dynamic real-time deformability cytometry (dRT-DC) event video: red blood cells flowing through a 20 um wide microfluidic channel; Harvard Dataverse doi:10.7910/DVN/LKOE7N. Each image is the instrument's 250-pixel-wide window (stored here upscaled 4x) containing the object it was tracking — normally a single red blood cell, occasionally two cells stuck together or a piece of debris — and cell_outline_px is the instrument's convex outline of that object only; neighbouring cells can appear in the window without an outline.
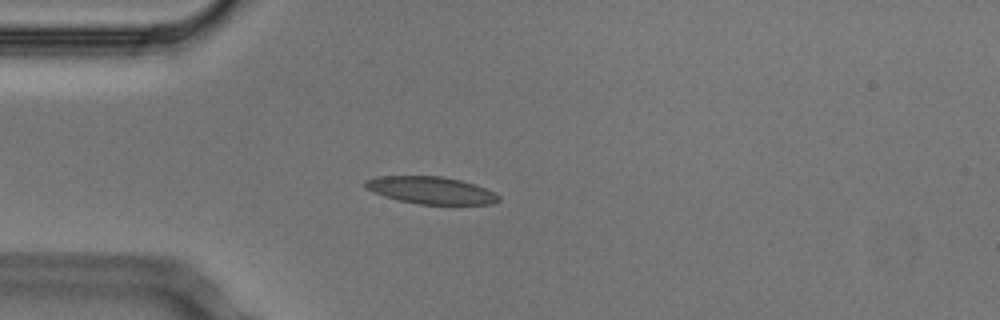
{"species": "Egyptian fruit bat (a non-hibernating species)", "species_latin": "Rousettus aegyptiacus", "temperature_condition": "cold", "stored_images_in_passage": 31, "camera_frame_rate_fps": 3000, "um_per_image_px": 0.085, "animal": {"sex": "male"}, "frame": {"image": 1, "passage_image": 1, "time_ms": 0.0, "image_size_px": [1000, 320], "cell_outline_px": [[500, 200], [492, 204], [420, 204], [400, 200], [384, 196], [372, 192], [364, 188], [364, 180], [376, 176], [440, 176], [460, 180], [476, 184], [500, 196]], "centroid_in_image_um": [36.59, 16.16], "position_along_channel_um": 48.4, "area_um2": 21.15}}
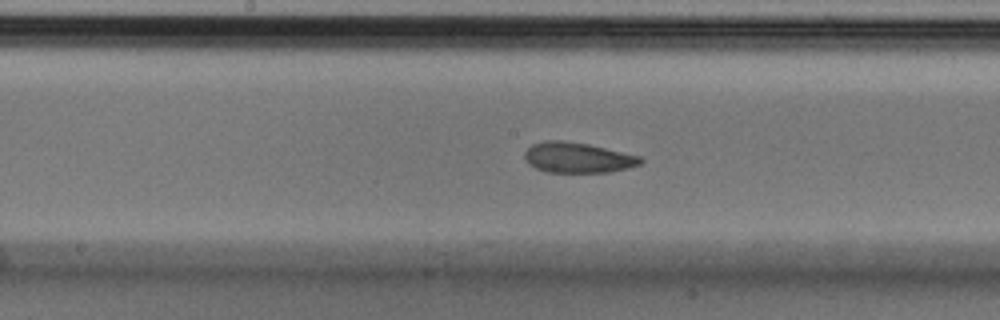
{"frame": {"image": 2, "passage_image": 14, "time_ms": 4.333, "image_size_px": [1000, 320], "cell_outline_px": [[644, 160], [640, 164], [628, 168], [612, 172], [548, 172], [536, 168], [528, 164], [524, 156], [524, 152], [532, 144], [544, 140], [564, 140], [588, 144], [640, 156]], "centroid_in_image_um": [49.09, 13.39], "position_along_channel_um": 199.1, "area_um2": 20.58}}
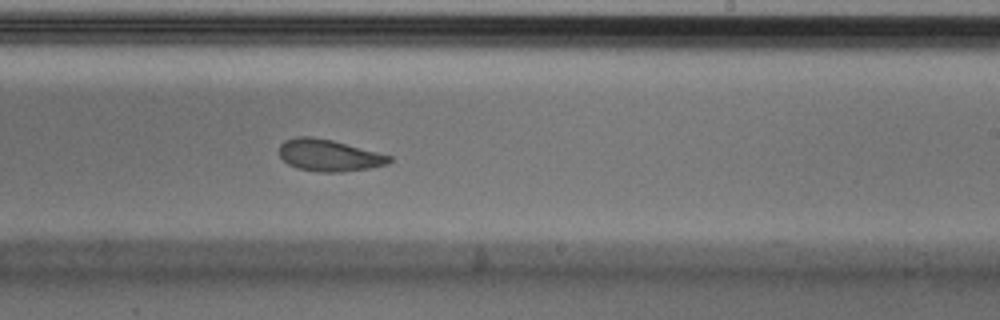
{"frame": {"image": 3, "passage_image": 19, "time_ms": 6.0, "image_size_px": [1000, 320], "cell_outline_px": [[392, 160], [388, 164], [372, 168], [340, 172], [320, 172], [296, 168], [288, 164], [280, 156], [280, 144], [284, 140], [296, 136], [312, 136], [332, 140], [392, 156]], "centroid_in_image_um": [27.96, 13.2], "position_along_channel_um": 261.0, "area_um2": 20.46}, "authors_computed_cell_mechanics": {"area_um2": 20.6924, "velocity_mm_per_s": 3.7342, "shape_relaxation_time_tau1_ms": 5.8177, "shape_relaxation_time_tau2_ms": 2.8304, "deformation_change_tau1": 0.1371, "deformation_change_tau2": 0.0949}}